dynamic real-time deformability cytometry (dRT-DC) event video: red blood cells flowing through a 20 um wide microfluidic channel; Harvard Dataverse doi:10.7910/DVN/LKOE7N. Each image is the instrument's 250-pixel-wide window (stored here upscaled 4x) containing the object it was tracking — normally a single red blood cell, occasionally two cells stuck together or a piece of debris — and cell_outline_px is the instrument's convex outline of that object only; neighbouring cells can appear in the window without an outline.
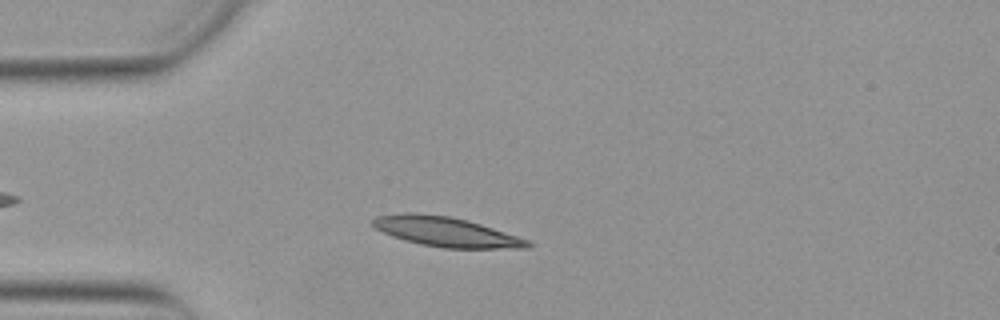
{"species": "Egyptian fruit bat (a non-hibernating species)", "species_latin": "Rousettus aegyptiacus", "temperature_condition": "warm", "stored_images_in_passage": 36, "camera_frame_rate_fps": 3000, "um_per_image_px": 0.085, "animal": {"sex": "female"}, "frame": {"image": 1, "passage_image": 7, "time_ms": 2.0, "image_size_px": [1000, 320], "cell_outline_px": [[532, 244], [528, 248], [444, 248], [420, 244], [404, 240], [392, 236], [376, 228], [372, 224], [372, 220], [376, 216], [408, 212], [448, 216], [468, 220], [528, 240]], "centroid_in_image_um": [37.88, 19.7], "position_along_channel_um": 47.1, "area_um2": 26.41}}
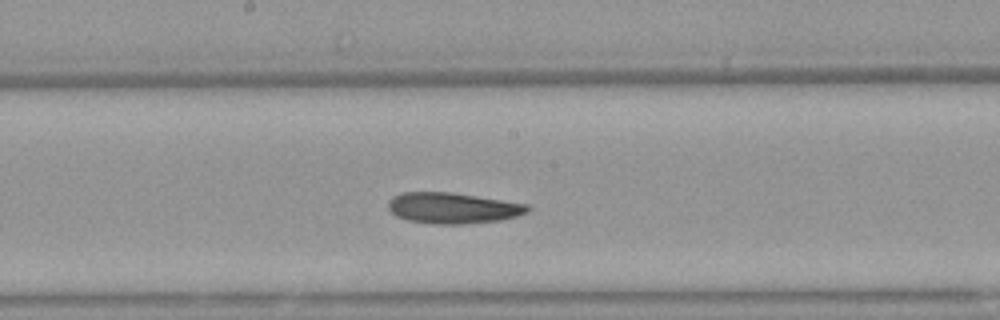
{"frame": {"image": 2, "passage_image": 21, "time_ms": 6.667, "image_size_px": [1000, 320], "cell_outline_px": [[532, 208], [528, 212], [516, 216], [500, 220], [460, 224], [436, 224], [408, 220], [396, 216], [388, 208], [388, 200], [392, 196], [400, 192], [452, 192], [528, 204]], "centroid_in_image_um": [38.47, 17.67], "position_along_channel_um": 209.7, "area_um2": 25.14}}
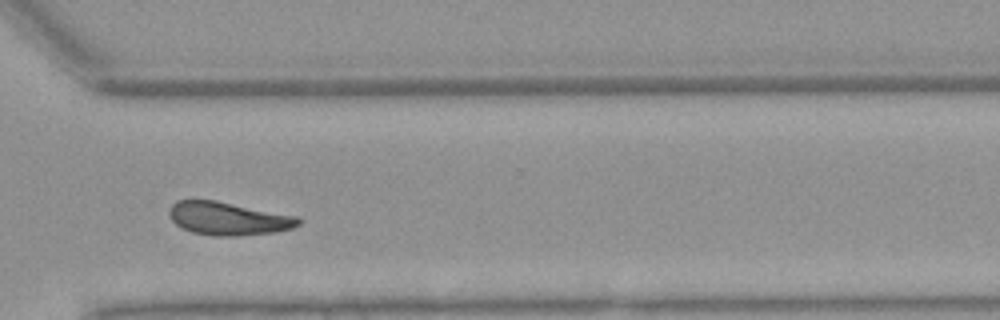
{"frame": {"image": 3, "passage_image": 32, "time_ms": 10.333, "image_size_px": [1000, 320], "cell_outline_px": [[300, 224], [292, 228], [276, 232], [236, 236], [212, 236], [192, 232], [176, 224], [168, 216], [168, 208], [176, 200], [216, 200], [300, 216]], "centroid_in_image_um": [19.41, 18.57], "position_along_channel_um": 351.2, "area_um2": 25.26}, "authors_computed_cell_mechanics": {"area_um2": 25.1141, "velocity_mm_per_s": 3.8571, "shape_relaxation_time_tau1_ms": 5.776, "shape_relaxation_time_tau2_ms": 10.869, "deformation_change_tau1": 0.152, "deformation_change_tau2": 0.1897}}